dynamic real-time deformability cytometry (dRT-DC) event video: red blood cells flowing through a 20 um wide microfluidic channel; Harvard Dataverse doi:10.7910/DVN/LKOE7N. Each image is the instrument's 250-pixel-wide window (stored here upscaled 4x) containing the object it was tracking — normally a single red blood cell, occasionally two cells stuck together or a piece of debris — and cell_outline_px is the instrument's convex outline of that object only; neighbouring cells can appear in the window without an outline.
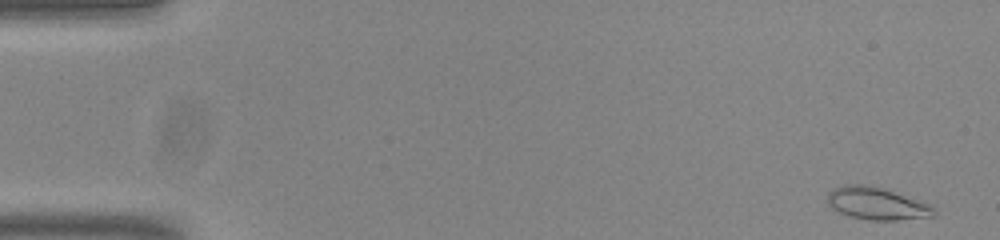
{"species": "common noctule bat (a hibernating species)", "species_latin": "Nyctalus noctula", "temperature_condition": "room temperature", "stored_images_in_passage": 52, "camera_frame_rate_fps": 3000, "um_per_image_px": 0.085, "animal": {"sex": "male", "body_mass_g": 20.0, "forearm_length_mm": 53.3}, "frame": {"image": 1, "passage_image": 1, "time_ms": 0.0, "image_size_px": [1000, 240], "cell_outline_px": [[936, 216], [896, 220], [872, 220], [852, 216], [840, 212], [832, 208], [828, 204], [828, 192], [832, 188], [844, 184], [872, 184], [932, 204], [936, 212]], "centroid_in_image_um": [74.56, 17.27], "position_along_channel_um": 10.4, "area_um2": 20.35}}
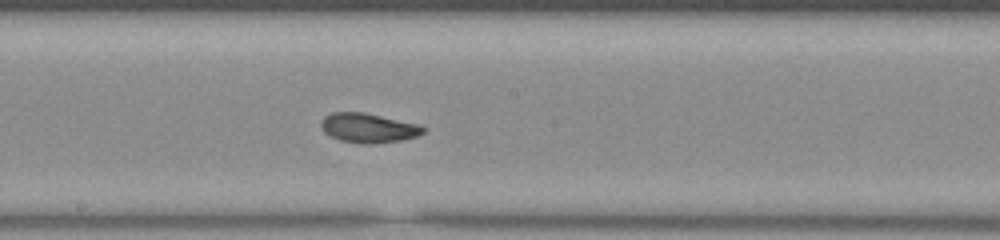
{"frame": {"image": 2, "passage_image": 28, "time_ms": 9.0, "image_size_px": [1000, 240], "cell_outline_px": [[428, 128], [424, 132], [416, 136], [404, 140], [368, 144], [364, 144], [340, 140], [324, 132], [320, 128], [320, 120], [324, 116], [332, 112], [364, 112], [420, 124]], "centroid_in_image_um": [31.32, 10.86], "position_along_channel_um": 216.9, "area_um2": 17.74}}
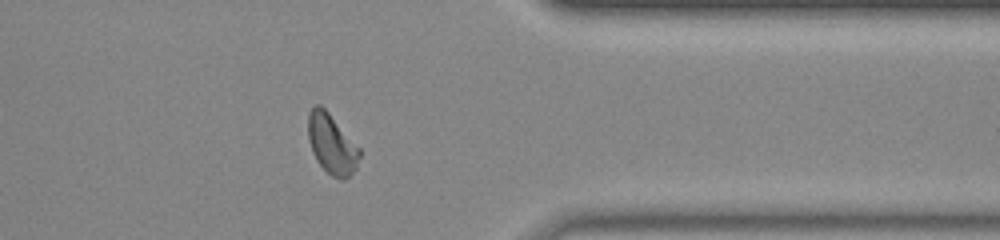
{"frame": {"image": 3, "passage_image": 42, "time_ms": 13.667, "image_size_px": [1000, 240], "cell_outline_px": [[360, 156], [356, 168], [344, 180], [340, 180], [332, 176], [316, 160], [312, 152], [308, 140], [308, 112], [316, 104], [320, 104], [328, 112], [360, 148]], "centroid_in_image_um": [28.19, 12.24], "position_along_channel_um": 383.2, "area_um2": 17.86}, "authors_computed_cell_mechanics": {"area_um2": 17.8024, "velocity_mm_per_s": 3.8098, "shape_relaxation_time_tau1_ms": 7.7351, "shape_relaxation_time_tau2_ms": 2.705, "deformation_change_tau1": 0.1634, "deformation_change_tau2": 0.0842}}